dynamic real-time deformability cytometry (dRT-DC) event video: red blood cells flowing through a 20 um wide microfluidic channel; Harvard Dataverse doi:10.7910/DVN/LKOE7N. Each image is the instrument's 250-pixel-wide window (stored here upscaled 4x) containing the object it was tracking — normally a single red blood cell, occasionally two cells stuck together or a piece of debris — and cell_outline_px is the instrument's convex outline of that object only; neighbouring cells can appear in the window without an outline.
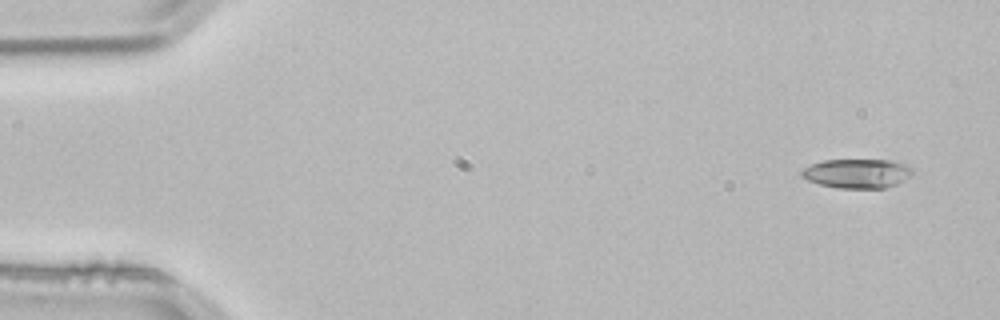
{"species": "common noctule bat (a hibernating species)", "species_latin": "Nyctalus noctula", "temperature_condition": "room temperature", "stored_images_in_passage": 3, "camera_frame_rate_fps": 3000, "um_per_image_px": 0.085, "animal": {"sex": "male", "body_mass_g": 21.5, "forearm_length_mm": 52.0}, "frame": {"image": 1, "passage_image": 1, "time_ms": 0.0, "image_size_px": [1000, 320], "cell_outline_px": [[912, 172], [904, 180], [896, 184], [884, 188], [836, 188], [820, 184], [808, 180], [800, 176], [800, 172], [804, 168], [812, 164], [824, 160], [892, 160], [904, 164], [912, 168]], "centroid_in_image_um": [72.83, 14.74], "position_along_channel_um": 12.2, "area_um2": 18.79}}
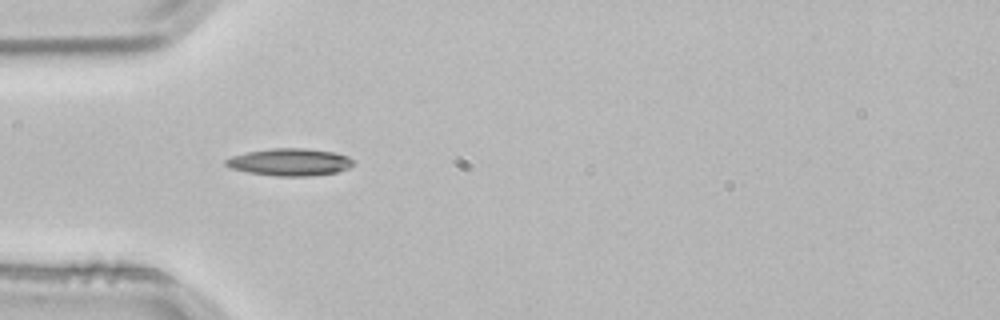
{"frame": {"image": 2, "passage_image": 3, "time_ms": 0.667, "image_size_px": [1000, 320], "cell_outline_px": [[352, 164], [348, 168], [336, 172], [312, 176], [276, 176], [248, 172], [232, 168], [224, 164], [224, 160], [232, 156], [248, 152], [272, 148], [308, 148], [336, 152], [348, 156], [352, 160]], "centroid_in_image_um": [24.64, 13.77], "position_along_channel_um": 60.4, "area_um2": 20.23}}